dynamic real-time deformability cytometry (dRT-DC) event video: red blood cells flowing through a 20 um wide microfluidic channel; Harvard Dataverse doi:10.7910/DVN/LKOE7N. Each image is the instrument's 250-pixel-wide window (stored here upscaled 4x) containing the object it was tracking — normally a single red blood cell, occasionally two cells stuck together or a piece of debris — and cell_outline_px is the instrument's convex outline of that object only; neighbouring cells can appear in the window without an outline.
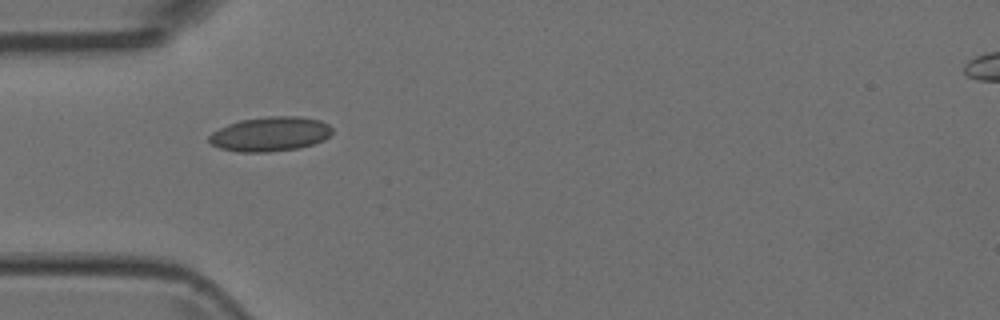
{"species": "Egyptian fruit bat (a non-hibernating species)", "species_latin": "Rousettus aegyptiacus", "temperature_condition": "room temperature", "stored_images_in_passage": 5, "camera_frame_rate_fps": 3000, "um_per_image_px": 0.085, "animal": {"sex": "female"}, "frame": {"image": 1, "passage_image": 5, "time_ms": 1.333, "image_size_px": [1000, 320], "cell_outline_px": [[332, 132], [324, 140], [312, 144], [296, 148], [268, 152], [236, 152], [220, 148], [212, 144], [208, 140], [208, 136], [212, 132], [228, 124], [240, 120], [268, 116], [296, 116], [320, 120], [328, 124], [332, 128]], "centroid_in_image_um": [22.94, 11.39], "position_along_channel_um": 62.1, "area_um2": 24.68}}